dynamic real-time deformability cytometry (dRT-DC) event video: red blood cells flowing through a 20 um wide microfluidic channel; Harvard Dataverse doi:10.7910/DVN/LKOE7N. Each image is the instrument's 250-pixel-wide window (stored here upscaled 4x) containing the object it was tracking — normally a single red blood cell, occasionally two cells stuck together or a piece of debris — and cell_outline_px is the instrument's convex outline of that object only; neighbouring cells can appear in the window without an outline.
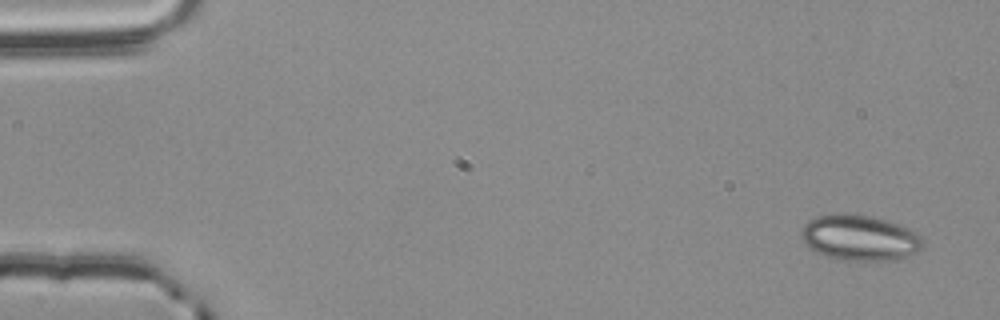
{"species": "common noctule bat (a hibernating species)", "species_latin": "Nyctalus noctula", "temperature_condition": "room temperature", "stored_images_in_passage": 13, "camera_frame_rate_fps": 3000, "um_per_image_px": 0.085, "animal": {"sex": "male", "body_mass_g": 20.4}, "frame": {"image": 1, "passage_image": 1, "time_ms": 0.0, "image_size_px": [1000, 320], "cell_outline_px": [[924, 240], [920, 248], [916, 252], [908, 256], [884, 260], [836, 260], [816, 252], [800, 236], [800, 228], [808, 220], [816, 216], [836, 212], [840, 212], [872, 216], [900, 224], [916, 232]], "centroid_in_image_um": [73.04, 20.18], "position_along_channel_um": 12.0, "area_um2": 32.48}}